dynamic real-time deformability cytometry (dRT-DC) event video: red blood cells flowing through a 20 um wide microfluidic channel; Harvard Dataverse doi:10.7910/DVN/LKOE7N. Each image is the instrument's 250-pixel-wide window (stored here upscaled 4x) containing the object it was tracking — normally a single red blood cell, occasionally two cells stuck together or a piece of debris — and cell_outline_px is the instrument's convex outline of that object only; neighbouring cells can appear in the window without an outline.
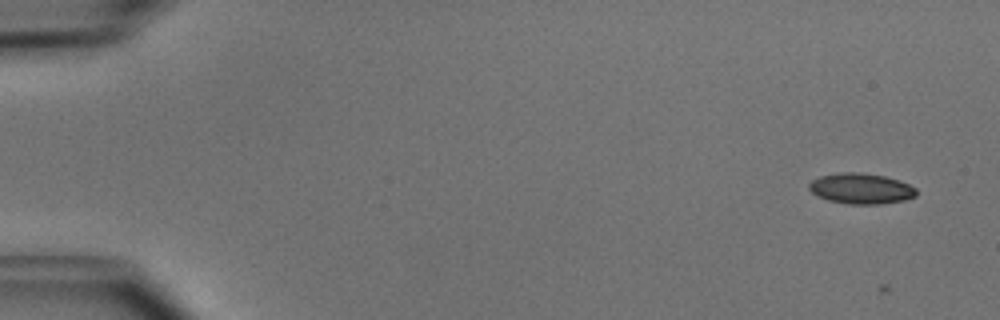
{"species": "common noctule bat (a hibernating species)", "species_latin": "Nyctalus noctula", "temperature_condition": "cold", "stored_images_in_passage": 8, "camera_frame_rate_fps": 3000, "um_per_image_px": 0.085, "animal": {"sex": "male", "body_mass_g": 15.6}, "frame": {"image": 1, "passage_image": 4, "time_ms": 1.0, "image_size_px": [1000, 320], "cell_outline_px": [[916, 196], [904, 200], [880, 204], [848, 204], [828, 200], [816, 196], [808, 188], [808, 184], [812, 180], [820, 176], [840, 172], [860, 172], [884, 176], [900, 180], [916, 188]], "centroid_in_image_um": [73.17, 16.02], "position_along_channel_um": 11.8, "area_um2": 19.25}}